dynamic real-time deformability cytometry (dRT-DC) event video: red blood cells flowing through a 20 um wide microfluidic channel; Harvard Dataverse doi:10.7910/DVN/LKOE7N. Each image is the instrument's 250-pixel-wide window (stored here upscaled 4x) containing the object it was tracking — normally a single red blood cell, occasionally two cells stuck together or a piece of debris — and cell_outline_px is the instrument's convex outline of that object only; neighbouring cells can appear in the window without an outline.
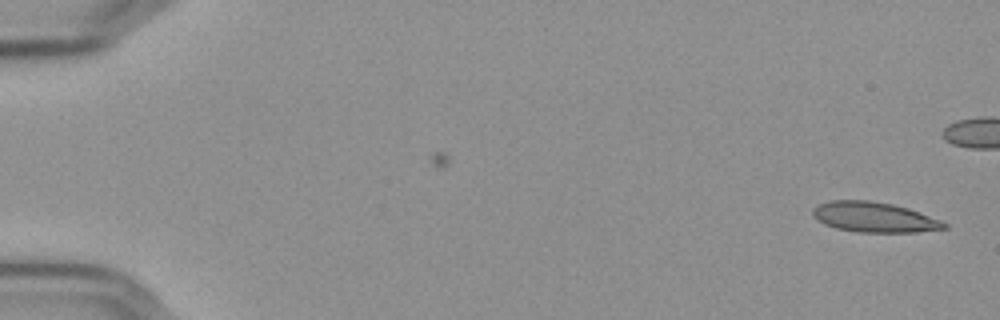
{"species": "Egyptian fruit bat (a non-hibernating species)", "species_latin": "Rousettus aegyptiacus", "temperature_condition": "cold", "stored_images_in_passage": 49, "camera_frame_rate_fps": 3000, "um_per_image_px": 0.085, "frame": {"image": 1, "passage_image": 1, "time_ms": 0.0, "image_size_px": [1000, 320], "cell_outline_px": [[948, 228], [916, 232], [860, 232], [836, 228], [824, 224], [816, 220], [812, 216], [812, 208], [820, 204], [832, 200], [868, 200], [892, 204], [908, 208], [940, 220], [948, 224]], "centroid_in_image_um": [74.28, 18.46], "position_along_channel_um": 10.7, "area_um2": 23.06}}
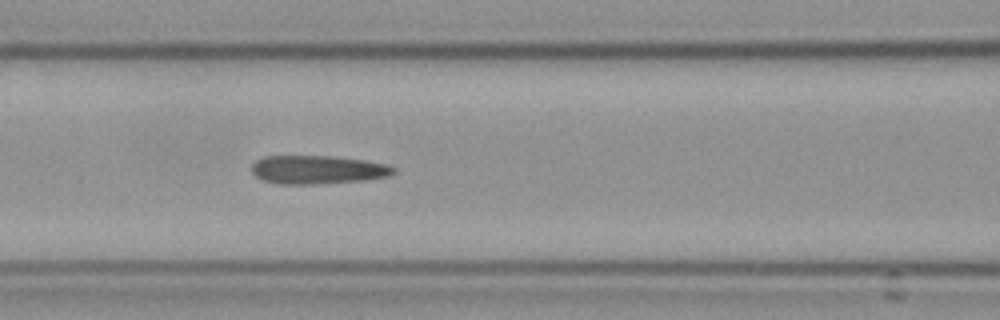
{"frame": {"image": 2, "passage_image": 24, "time_ms": 7.667, "image_size_px": [1000, 320], "cell_outline_px": [[396, 172], [388, 176], [364, 180], [312, 184], [276, 184], [264, 180], [256, 176], [252, 172], [252, 164], [256, 160], [264, 156], [332, 156], [364, 160], [388, 164], [396, 168]], "centroid_in_image_um": [27.01, 14.42], "position_along_channel_um": 139.6, "area_um2": 23.58}}
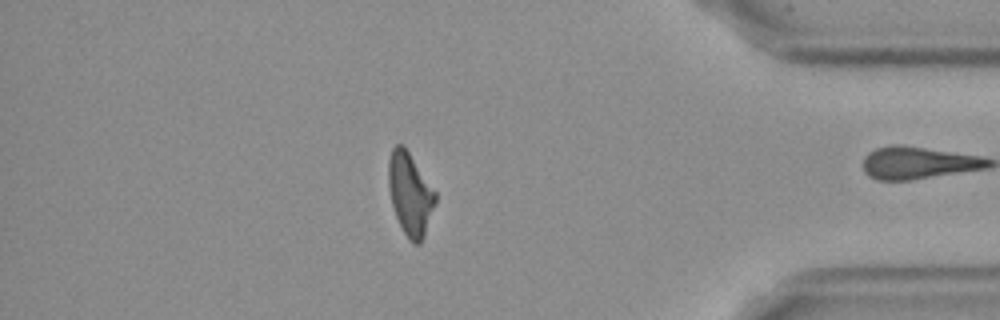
{"frame": {"image": 3, "passage_image": 48, "time_ms": 15.667, "image_size_px": [1000, 320], "cell_outline_px": [[436, 200], [424, 236], [420, 244], [412, 244], [408, 240], [396, 216], [392, 204], [388, 188], [388, 160], [392, 148], [396, 144], [404, 144], [436, 192]], "centroid_in_image_um": [34.84, 16.46], "position_along_channel_um": 400.4, "area_um2": 22.6}, "authors_computed_cell_mechanics": {"area_um2": 23.409, "velocity_mm_per_s": 3.6434, "shape_relaxation_time_tau1_ms": null, "shape_relaxation_time_tau2_ms": 3.2357, "deformation_change_tau1": null, "deformation_change_tau2": 0.1314}}